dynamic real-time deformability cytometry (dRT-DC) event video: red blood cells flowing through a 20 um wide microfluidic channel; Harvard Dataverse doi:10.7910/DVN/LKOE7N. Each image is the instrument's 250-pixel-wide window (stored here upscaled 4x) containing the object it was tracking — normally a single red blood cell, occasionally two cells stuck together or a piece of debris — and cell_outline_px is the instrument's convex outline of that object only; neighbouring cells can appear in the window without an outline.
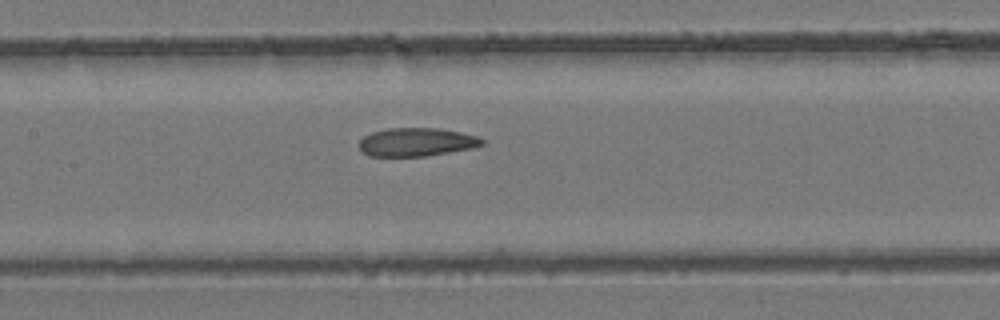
{"species": "common noctule bat (a hibernating species)", "species_latin": "Nyctalus noctula", "temperature_condition": "room temperature", "stored_images_in_passage": 6, "camera_frame_rate_fps": 3000, "um_per_image_px": 0.085, "animal": {"sex": "female", "body_mass_g": 24.6, "forearm_length_mm": 56.2}, "frame": {"image": 1, "passage_image": 6, "time_ms": 1.667, "image_size_px": [1000, 320], "cell_outline_px": [[484, 144], [472, 148], [424, 156], [368, 156], [360, 152], [360, 140], [364, 136], [372, 132], [388, 128], [436, 128], [460, 132], [476, 136], [484, 140]], "centroid_in_image_um": [35.37, 12.08], "position_along_channel_um": 172.0, "area_um2": 20.23}}